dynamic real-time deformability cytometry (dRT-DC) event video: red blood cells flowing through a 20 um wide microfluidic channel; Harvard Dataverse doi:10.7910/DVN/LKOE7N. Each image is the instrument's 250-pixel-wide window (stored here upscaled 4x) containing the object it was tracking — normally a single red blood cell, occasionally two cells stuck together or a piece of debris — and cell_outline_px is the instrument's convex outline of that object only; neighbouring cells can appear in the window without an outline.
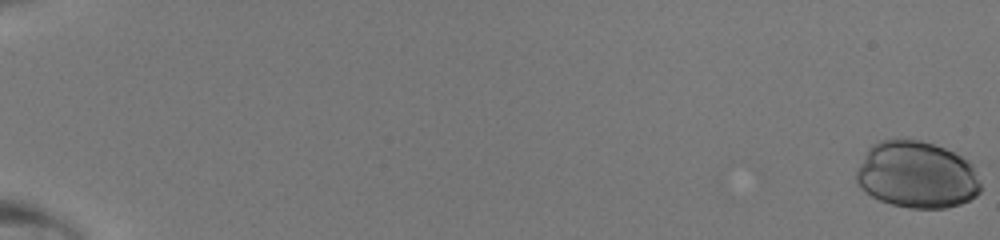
{"species": "human", "species_latin": "Homo sapiens", "temperature_condition": "room temperature", "stored_images_in_passage": 47, "camera_frame_rate_fps": 3000, "um_per_image_px": 0.085, "donor": {"sex": "male"}, "frame": {"image": 1, "passage_image": 1, "time_ms": 0.0, "image_size_px": [1000, 240], "cell_outline_px": [[980, 192], [976, 196], [960, 204], [944, 208], [908, 208], [892, 204], [880, 200], [872, 196], [860, 188], [856, 180], [856, 172], [868, 148], [872, 144], [880, 140], [920, 140], [944, 148], [968, 160], [980, 168]], "centroid_in_image_um": [77.97, 14.87], "position_along_channel_um": 7.0, "area_um2": 48.73}}
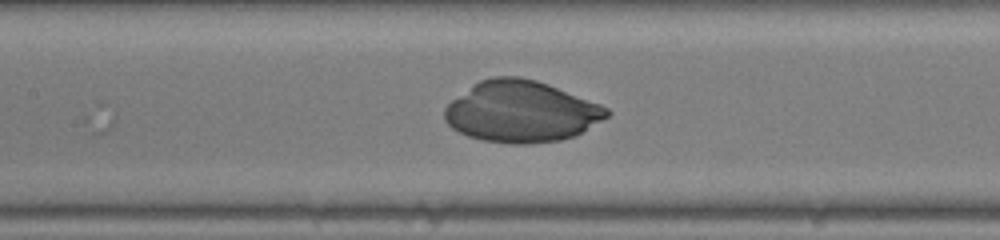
{"frame": {"image": 2, "passage_image": 27, "time_ms": 8.667, "image_size_px": [1000, 240], "cell_outline_px": [[612, 112], [608, 116], [576, 136], [560, 140], [528, 144], [512, 144], [484, 140], [468, 136], [452, 128], [444, 120], [444, 108], [452, 100], [480, 80], [492, 76], [516, 76], [536, 80], [548, 84], [600, 104], [608, 108]], "centroid_in_image_um": [44.31, 9.49], "position_along_channel_um": 163.1, "area_um2": 57.8}}
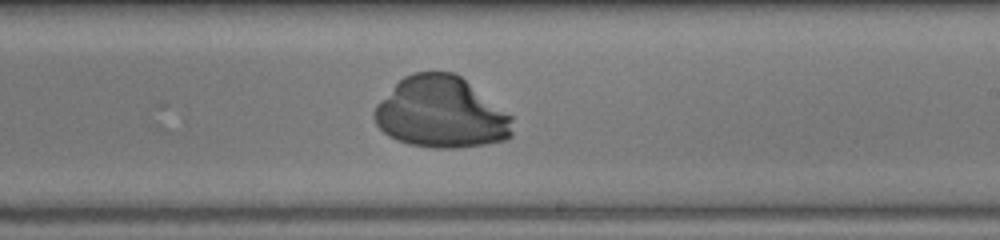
{"frame": {"image": 3, "passage_image": 33, "time_ms": 10.667, "image_size_px": [1000, 240], "cell_outline_px": [[512, 136], [504, 140], [484, 144], [456, 148], [432, 148], [408, 144], [396, 140], [388, 136], [376, 124], [372, 116], [372, 112], [376, 104], [404, 76], [412, 72], [452, 72], [460, 76], [512, 116]], "centroid_in_image_um": [37.46, 9.59], "position_along_channel_um": 251.5, "area_um2": 57.28}}